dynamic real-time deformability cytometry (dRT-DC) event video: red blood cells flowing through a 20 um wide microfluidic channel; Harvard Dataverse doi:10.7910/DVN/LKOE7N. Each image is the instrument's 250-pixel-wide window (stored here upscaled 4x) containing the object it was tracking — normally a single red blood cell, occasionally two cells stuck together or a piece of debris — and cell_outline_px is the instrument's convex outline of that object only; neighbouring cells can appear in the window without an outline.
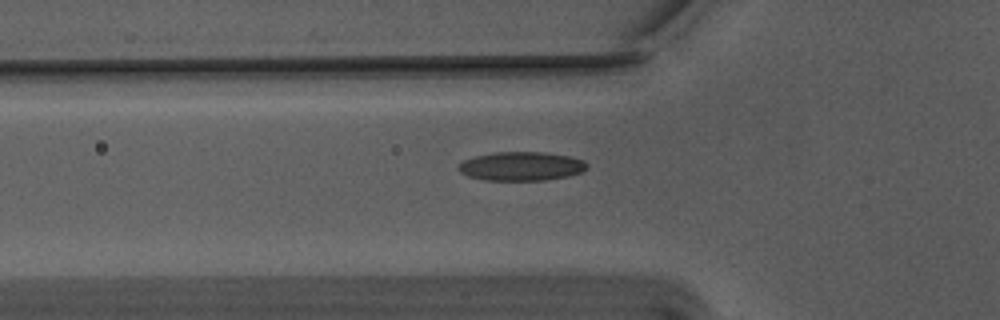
{"species": "Egyptian fruit bat (a non-hibernating species)", "species_latin": "Rousettus aegyptiacus", "temperature_condition": "warm", "stored_images_in_passage": 11, "camera_frame_rate_fps": 3000, "um_per_image_px": 0.085, "animal": {"sex": "male"}, "frame": {"image": 1, "passage_image": 9, "time_ms": 2.667, "image_size_px": [1000, 320], "cell_outline_px": [[588, 168], [580, 172], [568, 176], [544, 180], [484, 180], [468, 176], [460, 172], [456, 168], [464, 160], [476, 156], [492, 152], [540, 152], [572, 156], [584, 160], [588, 164]], "centroid_in_image_um": [44.32, 14.12], "position_along_channel_um": 81.5, "area_um2": 21.68}}